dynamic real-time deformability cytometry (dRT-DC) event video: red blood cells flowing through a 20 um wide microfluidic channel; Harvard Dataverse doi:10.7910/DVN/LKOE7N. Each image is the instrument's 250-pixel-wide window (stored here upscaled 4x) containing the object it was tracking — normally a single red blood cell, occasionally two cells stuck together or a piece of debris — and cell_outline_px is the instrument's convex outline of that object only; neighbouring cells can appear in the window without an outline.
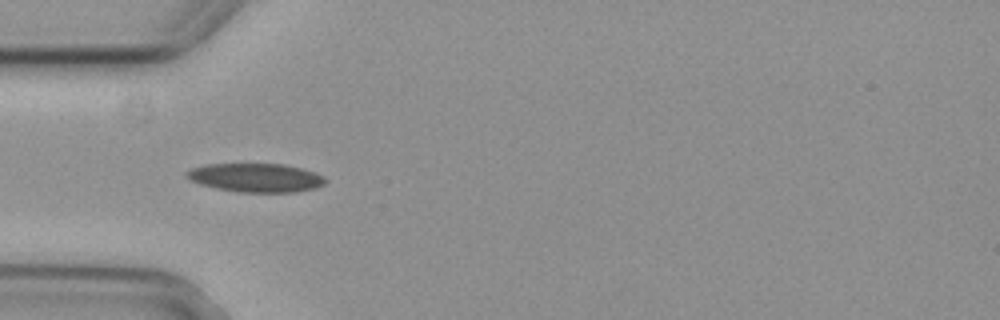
{"species": "common noctule bat (a hibernating species)", "species_latin": "Nyctalus noctula", "temperature_condition": "cold", "stored_images_in_passage": 5, "camera_frame_rate_fps": 3000, "um_per_image_px": 0.085, "animal": {"sex": "female", "body_mass_g": 29.2, "forearm_length_mm": 56.3}, "frame": {"image": 1, "passage_image": 3, "time_ms": 0.667, "image_size_px": [1000, 320], "cell_outline_px": [[324, 184], [316, 188], [296, 192], [240, 192], [216, 188], [200, 184], [188, 180], [184, 176], [184, 172], [192, 168], [208, 164], [284, 164], [300, 168], [324, 176]], "centroid_in_image_um": [21.69, 15.1], "position_along_channel_um": 63.3, "area_um2": 23.18}}
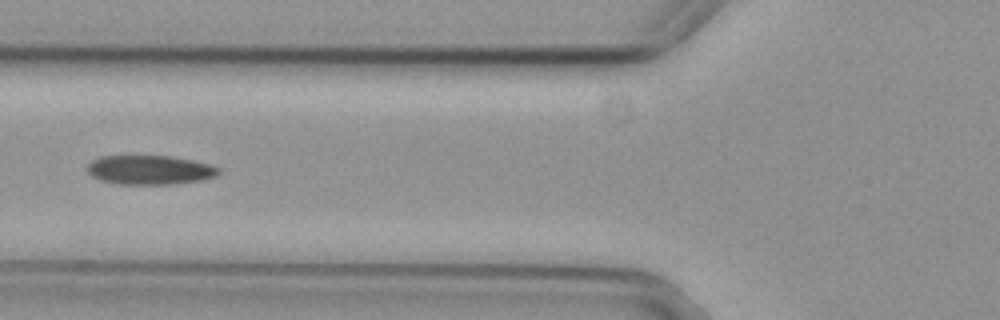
{"frame": {"image": 2, "passage_image": 4, "time_ms": 1.0, "image_size_px": [1000, 320], "cell_outline_px": [[220, 172], [216, 176], [204, 180], [172, 184], [120, 184], [100, 180], [92, 176], [88, 172], [88, 164], [92, 160], [100, 156], [172, 156], [212, 164], [220, 168]], "centroid_in_image_um": [12.77, 14.44], "position_along_channel_um": 113.0, "area_um2": 22.48}}
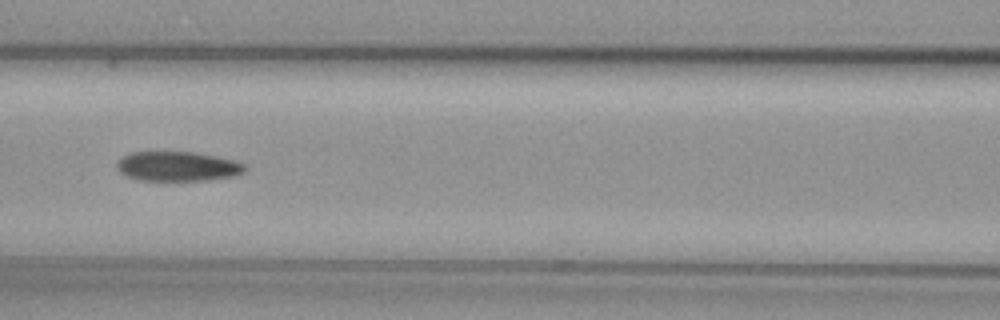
{"frame": {"image": 3, "passage_image": 5, "time_ms": 1.333, "image_size_px": [1000, 320], "cell_outline_px": [[248, 168], [244, 172], [236, 176], [208, 180], [140, 180], [128, 176], [120, 172], [116, 164], [124, 156], [132, 152], [196, 152], [236, 160], [248, 164]], "centroid_in_image_um": [15.2, 14.14], "position_along_channel_um": 151.4, "area_um2": 22.2}}